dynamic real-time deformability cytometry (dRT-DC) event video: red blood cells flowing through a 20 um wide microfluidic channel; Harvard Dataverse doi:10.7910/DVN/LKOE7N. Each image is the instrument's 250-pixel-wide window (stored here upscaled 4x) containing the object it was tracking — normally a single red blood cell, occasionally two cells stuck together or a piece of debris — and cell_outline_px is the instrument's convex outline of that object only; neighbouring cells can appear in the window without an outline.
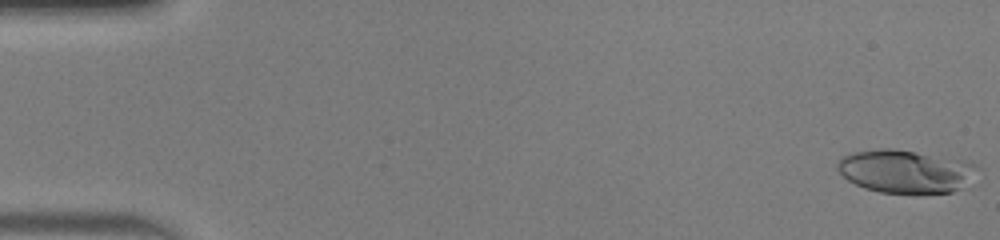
{"species": "human", "species_latin": "Homo sapiens", "temperature_condition": "warm", "stored_images_in_passage": 50, "camera_frame_rate_fps": 3000, "um_per_image_px": 0.085, "donor": {"sex": "male"}, "frame": {"image": 1, "passage_image": 1, "time_ms": 0.0, "image_size_px": [1000, 240], "cell_outline_px": [[980, 168], [960, 188], [952, 192], [916, 196], [880, 192], [864, 188], [848, 180], [836, 168], [836, 164], [840, 156], [852, 152], [876, 148], [892, 148], [972, 160]], "centroid_in_image_um": [76.98, 14.57], "position_along_channel_um": 8.0, "area_um2": 36.36}}
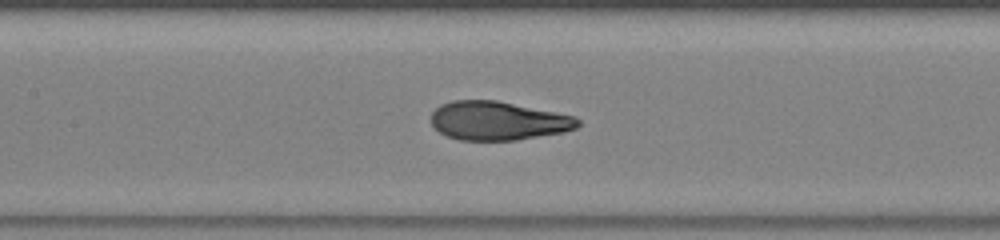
{"frame": {"image": 2, "passage_image": 23, "time_ms": 7.333, "image_size_px": [1000, 240], "cell_outline_px": [[580, 124], [576, 128], [564, 132], [516, 140], [460, 140], [448, 136], [440, 132], [432, 124], [432, 112], [440, 104], [452, 100], [496, 100], [576, 116], [580, 120]], "centroid_in_image_um": [42.35, 10.26], "position_along_channel_um": 165.1, "area_um2": 33.12}}
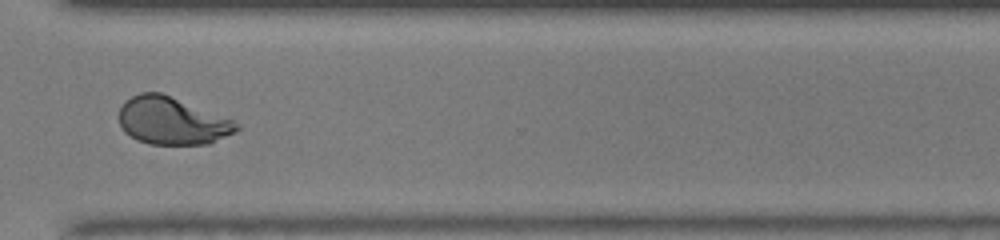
{"frame": {"image": 3, "passage_image": 37, "time_ms": 12.0, "image_size_px": [1000, 240], "cell_outline_px": [[240, 128], [236, 132], [208, 144], [148, 144], [136, 140], [124, 132], [116, 116], [124, 100], [140, 92], [160, 92], [232, 120], [240, 124]], "centroid_in_image_um": [14.56, 10.28], "position_along_channel_um": 356.0, "area_um2": 32.54}}